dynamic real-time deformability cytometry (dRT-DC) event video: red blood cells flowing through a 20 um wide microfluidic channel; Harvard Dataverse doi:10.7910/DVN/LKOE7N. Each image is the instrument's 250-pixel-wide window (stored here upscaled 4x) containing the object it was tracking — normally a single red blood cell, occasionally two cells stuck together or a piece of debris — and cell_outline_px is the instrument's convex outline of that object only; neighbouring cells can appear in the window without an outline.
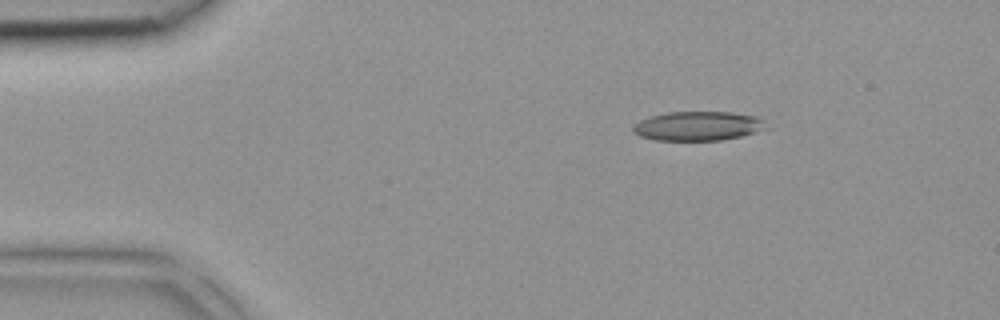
{"species": "common noctule bat (a hibernating species)", "species_latin": "Nyctalus noctula", "temperature_condition": "room temperature", "stored_images_in_passage": 3, "camera_frame_rate_fps": 3000, "um_per_image_px": 0.085, "animal": {"sex": "female", "body_mass_g": 18.4}, "frame": {"image": 1, "passage_image": 1, "time_ms": 0.0, "image_size_px": [1000, 320], "cell_outline_px": [[776, 128], [740, 136], [720, 140], [656, 140], [640, 136], [632, 132], [632, 124], [640, 120], [652, 116], [668, 112], [728, 112], [756, 116], [764, 120]], "centroid_in_image_um": [59.42, 10.71], "position_along_channel_um": 25.6, "area_um2": 23.06}}
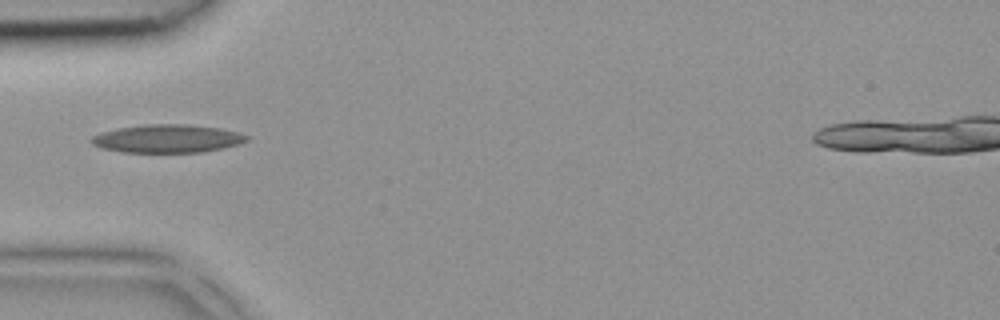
{"frame": {"image": 2, "passage_image": 3, "time_ms": 0.667, "image_size_px": [1000, 320], "cell_outline_px": [[252, 136], [248, 140], [240, 144], [224, 148], [204, 152], [120, 152], [100, 148], [92, 144], [88, 140], [92, 136], [100, 132], [120, 128], [144, 124], [188, 124], [220, 128]], "centroid_in_image_um": [14.23, 11.78], "position_along_channel_um": 70.8, "area_um2": 25.78}}